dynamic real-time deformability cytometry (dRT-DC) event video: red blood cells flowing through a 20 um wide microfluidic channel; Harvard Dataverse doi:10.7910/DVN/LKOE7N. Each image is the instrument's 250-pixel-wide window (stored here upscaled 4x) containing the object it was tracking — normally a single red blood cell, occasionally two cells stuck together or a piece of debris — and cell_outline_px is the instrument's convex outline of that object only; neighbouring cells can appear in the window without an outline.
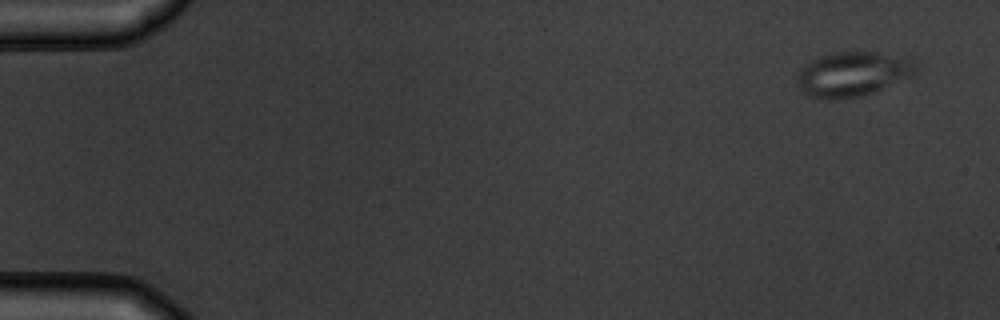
{"species": "common noctule bat (a hibernating species)", "species_latin": "Nyctalus noctula", "temperature_condition": "warm", "stored_images_in_passage": 5, "camera_frame_rate_fps": 3000, "um_per_image_px": 0.085, "animal": {"sex": "male", "body_mass_g": 19.5, "forearm_length_mm": 54.6}, "frame": {"image": 1, "passage_image": 1, "time_ms": 0.0, "image_size_px": [1000, 320], "cell_outline_px": [[916, 72], [876, 92], [860, 96], [832, 100], [820, 100], [808, 96], [800, 88], [796, 80], [804, 64], [820, 56], [836, 52], [880, 52], [916, 60]], "centroid_in_image_um": [72.45, 6.31], "position_along_channel_um": 12.5, "area_um2": 30.87}}